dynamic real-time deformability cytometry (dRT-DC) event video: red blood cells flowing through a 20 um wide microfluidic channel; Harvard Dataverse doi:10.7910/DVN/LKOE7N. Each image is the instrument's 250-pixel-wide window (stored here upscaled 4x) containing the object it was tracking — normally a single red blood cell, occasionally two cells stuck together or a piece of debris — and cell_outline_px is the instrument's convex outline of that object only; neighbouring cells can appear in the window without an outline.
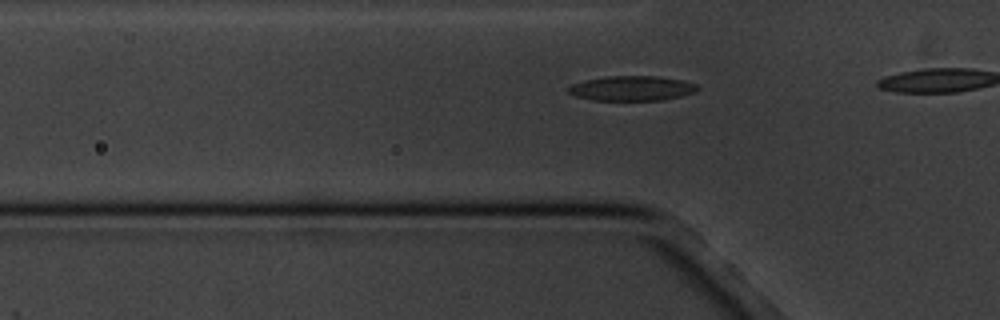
{"species": "common noctule bat (a hibernating species)", "species_latin": "Nyctalus noctula", "temperature_condition": "cold", "stored_images_in_passage": 8, "camera_frame_rate_fps": 3000, "um_per_image_px": 0.085, "animal": {"sex": "male", "body_mass_g": 20.1, "forearm_length_mm": 53.5}, "frame": {"image": 1, "passage_image": 8, "time_ms": 8.0, "image_size_px": [1000, 320], "cell_outline_px": [[700, 88], [696, 92], [680, 96], [660, 100], [592, 100], [576, 96], [568, 92], [568, 88], [572, 84], [584, 80], [608, 76], [656, 76], [680, 80], [696, 84]], "centroid_in_image_um": [53.7, 7.5], "position_along_channel_um": 72.1, "area_um2": 18.55}}